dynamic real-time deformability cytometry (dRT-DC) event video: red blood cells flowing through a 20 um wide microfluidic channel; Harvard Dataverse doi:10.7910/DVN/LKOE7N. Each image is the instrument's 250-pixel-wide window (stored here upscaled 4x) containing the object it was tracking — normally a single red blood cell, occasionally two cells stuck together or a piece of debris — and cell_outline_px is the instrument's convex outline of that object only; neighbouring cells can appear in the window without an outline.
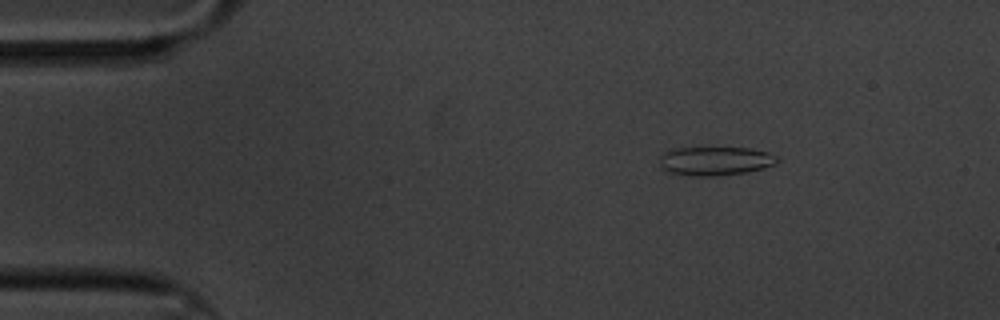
{"species": "common noctule bat (a hibernating species)", "species_latin": "Nyctalus noctula", "temperature_condition": "cold", "stored_images_in_passage": 52, "camera_frame_rate_fps": 3000, "um_per_image_px": 0.085, "animal": {"sex": "male", "body_mass_g": 20.1, "forearm_length_mm": 53.5}, "frame": {"image": 1, "passage_image": 1, "time_ms": 0.0, "image_size_px": [1000, 320], "cell_outline_px": [[780, 160], [776, 164], [764, 168], [744, 172], [712, 176], [696, 176], [668, 172], [660, 168], [660, 156], [664, 152], [676, 148], [748, 148], [768, 152], [776, 156]], "centroid_in_image_um": [60.79, 13.68], "position_along_channel_um": 24.2, "area_um2": 19.65}}
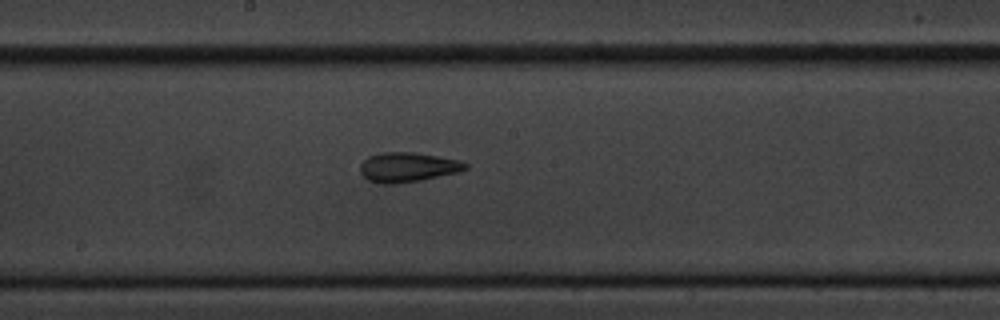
{"frame": {"image": 2, "passage_image": 24, "time_ms": 7.667, "image_size_px": [1000, 320], "cell_outline_px": [[468, 168], [460, 172], [420, 180], [396, 184], [380, 184], [368, 180], [360, 172], [360, 164], [368, 156], [380, 152], [416, 152], [460, 160], [468, 164]], "centroid_in_image_um": [34.66, 14.21], "position_along_channel_um": 213.5, "area_um2": 18.38}}
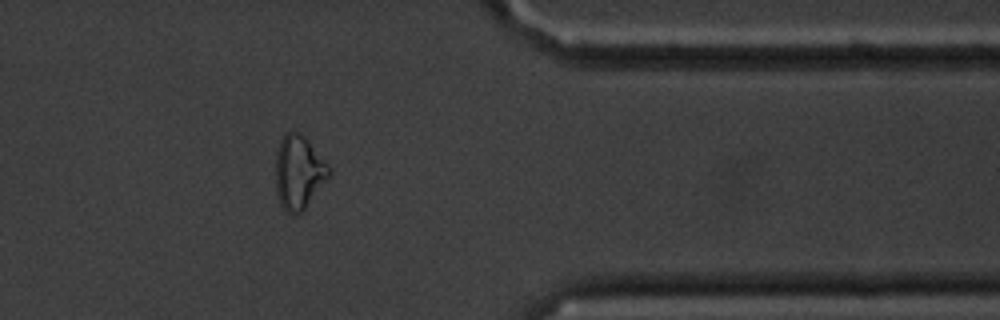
{"frame": {"image": 3, "passage_image": 41, "time_ms": 13.333, "image_size_px": [1000, 320], "cell_outline_px": [[332, 172], [304, 208], [296, 216], [284, 212], [280, 204], [276, 192], [276, 152], [280, 140], [288, 132], [300, 132], [308, 140], [332, 168]], "centroid_in_image_um": [25.38, 14.65], "position_along_channel_um": 386.0, "area_um2": 22.89}, "authors_computed_cell_mechanics": {"area_um2": 18.4093, "velocity_mm_per_s": 3.3184, "shape_relaxation_time_tau1_ms": 6.0211, "shape_relaxation_time_tau2_ms": 3.8387, "deformation_change_tau1": 0.1374, "deformation_change_tau2": 0.1207}}